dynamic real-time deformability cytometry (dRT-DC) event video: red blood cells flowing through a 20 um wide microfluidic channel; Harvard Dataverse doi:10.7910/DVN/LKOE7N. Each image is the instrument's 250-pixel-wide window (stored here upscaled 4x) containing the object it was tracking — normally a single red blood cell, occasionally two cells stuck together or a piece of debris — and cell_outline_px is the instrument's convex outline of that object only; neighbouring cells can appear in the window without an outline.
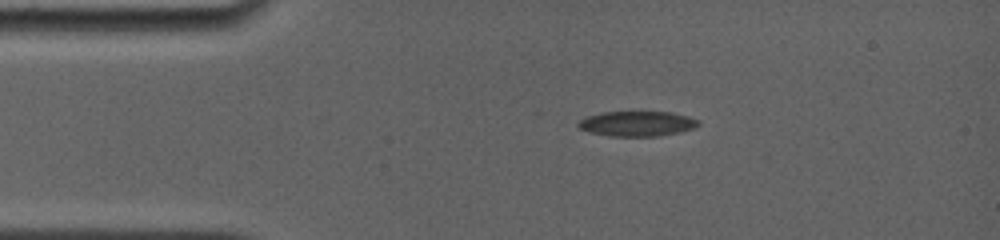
{"species": "common noctule bat (a hibernating species)", "species_latin": "Nyctalus noctula", "temperature_condition": "room temperature", "stored_images_in_passage": 91, "camera_frame_rate_fps": 4000, "um_per_image_px": 0.085, "animal": {"sex": "female", "body_mass_g": 19.0, "forearm_length_mm": 56.7}, "frame": {"image": 1, "passage_image": 1, "time_ms": 0.0, "image_size_px": [1000, 240], "cell_outline_px": [[700, 124], [692, 128], [680, 132], [656, 136], [608, 136], [592, 132], [580, 128], [576, 124], [584, 116], [604, 112], [672, 112], [688, 116], [700, 120]], "centroid_in_image_um": [54.15, 10.5], "position_along_channel_um": 30.8, "area_um2": 17.51}}
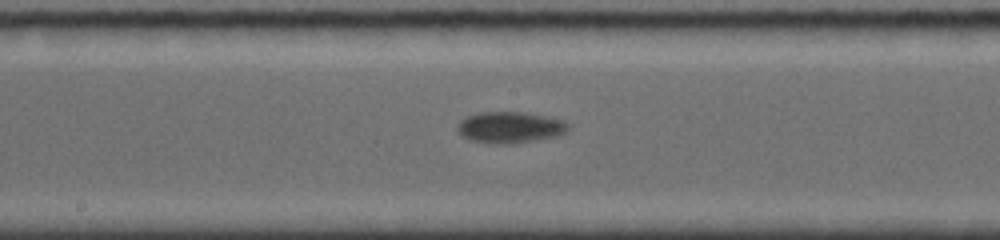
{"frame": {"image": 2, "passage_image": 38, "time_ms": 5.75, "image_size_px": [1000, 240], "cell_outline_px": [[568, 132], [556, 136], [532, 140], [496, 144], [472, 140], [456, 132], [456, 128], [460, 120], [468, 116], [480, 112], [524, 112], [564, 120], [568, 124]], "centroid_in_image_um": [43.33, 10.81], "position_along_channel_um": 204.9, "area_um2": 19.88}}
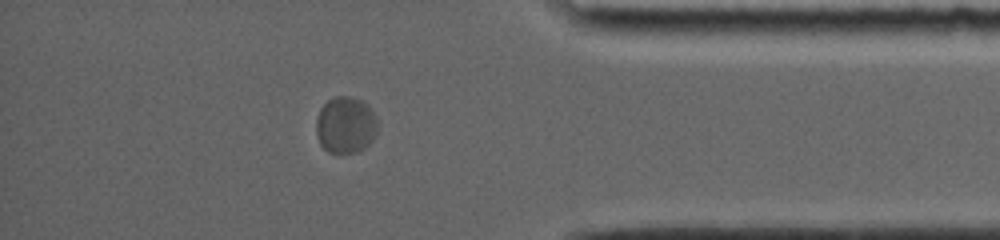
{"frame": {"image": 3, "passage_image": 76, "time_ms": 11.5, "image_size_px": [1000, 240], "cell_outline_px": [[376, 132], [372, 140], [364, 148], [356, 152], [340, 156], [328, 152], [320, 144], [316, 132], [316, 120], [320, 108], [328, 100], [336, 96], [352, 96], [364, 100], [368, 104], [376, 116]], "centroid_in_image_um": [29.37, 10.64], "position_along_channel_um": 405.8, "area_um2": 20.75}, "authors_computed_cell_mechanics": {"area_um2": 19.8254, "velocity_mm_per_s": 3.6911, "shape_relaxation_time_tau1_ms": 6.7006, "shape_relaxation_time_tau2_ms": null, "deformation_change_tau1": 0.1569, "deformation_change_tau2": null}}